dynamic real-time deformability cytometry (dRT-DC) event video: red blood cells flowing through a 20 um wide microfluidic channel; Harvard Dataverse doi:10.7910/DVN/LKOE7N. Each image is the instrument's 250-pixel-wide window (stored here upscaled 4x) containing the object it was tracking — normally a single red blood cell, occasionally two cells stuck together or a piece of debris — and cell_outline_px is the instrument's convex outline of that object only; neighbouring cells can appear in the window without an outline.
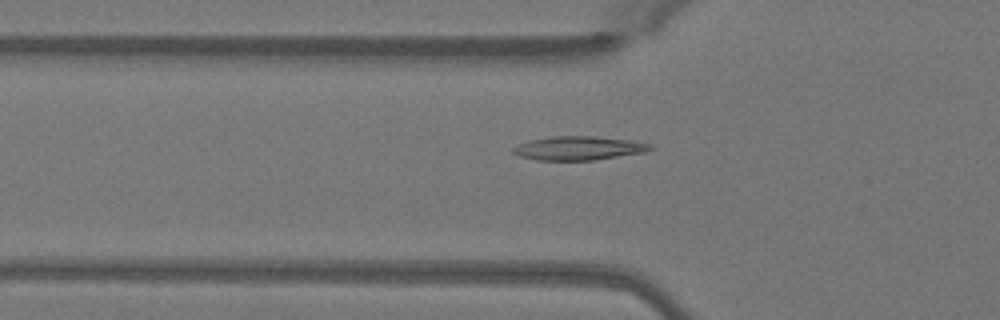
{"species": "Egyptian fruit bat (a non-hibernating species)", "species_latin": "Rousettus aegyptiacus", "temperature_condition": "warm", "stored_images_in_passage": 50, "camera_frame_rate_fps": 3000, "um_per_image_px": 0.085, "animal": {"sex": "female"}, "frame": {"image": 1, "passage_image": 17, "time_ms": 5.333, "image_size_px": [1000, 320], "cell_outline_px": [[656, 148], [644, 152], [592, 160], [536, 160], [520, 156], [512, 152], [512, 148], [520, 144], [532, 140], [552, 136], [592, 136], [628, 140], [652, 144]], "centroid_in_image_um": [49.2, 12.59], "position_along_channel_um": 76.6, "area_um2": 18.79}}
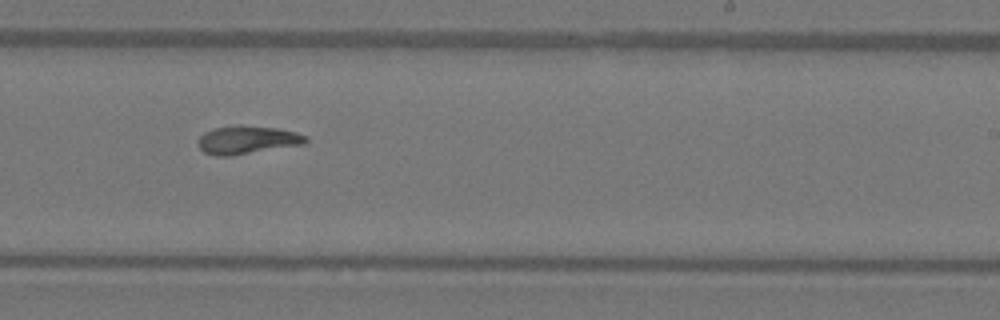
{"frame": {"image": 2, "passage_image": 31, "time_ms": 10.0, "image_size_px": [1000, 320], "cell_outline_px": [[308, 140], [304, 144], [228, 156], [216, 156], [204, 152], [196, 144], [196, 140], [204, 132], [212, 128], [236, 124], [244, 124], [276, 128], [296, 132], [308, 136]], "centroid_in_image_um": [20.97, 11.87], "position_along_channel_um": 268.0, "area_um2": 17.98}}
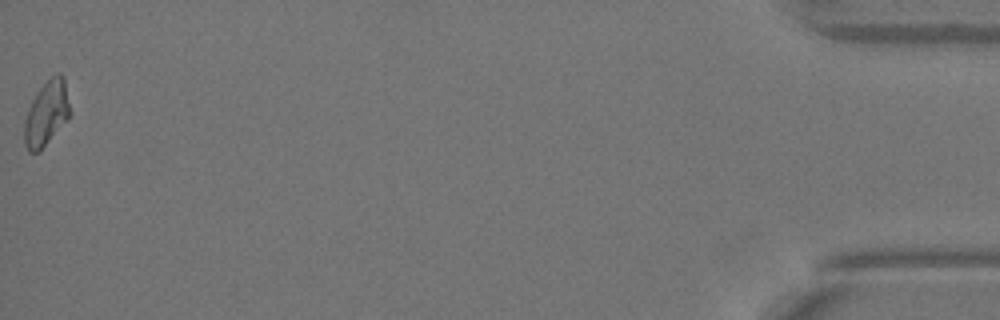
{"frame": {"image": 3, "passage_image": 50, "time_ms": 16.333, "image_size_px": [1000, 320], "cell_outline_px": [[72, 112], [68, 120], [40, 152], [28, 152], [24, 144], [24, 120], [28, 108], [36, 92], [56, 72], [60, 72], [64, 76]], "centroid_in_image_um": [3.98, 9.65], "position_along_channel_um": 431.2, "area_um2": 17.74}, "authors_computed_cell_mechanics": {"area_um2": 17.5423, "velocity_mm_per_s": 4.0901, "shape_relaxation_time_tau1_ms": 7.4258, "shape_relaxation_time_tau2_ms": 4.459, "deformation_change_tau1": 0.2125, "deformation_change_tau2": 0.0787}}